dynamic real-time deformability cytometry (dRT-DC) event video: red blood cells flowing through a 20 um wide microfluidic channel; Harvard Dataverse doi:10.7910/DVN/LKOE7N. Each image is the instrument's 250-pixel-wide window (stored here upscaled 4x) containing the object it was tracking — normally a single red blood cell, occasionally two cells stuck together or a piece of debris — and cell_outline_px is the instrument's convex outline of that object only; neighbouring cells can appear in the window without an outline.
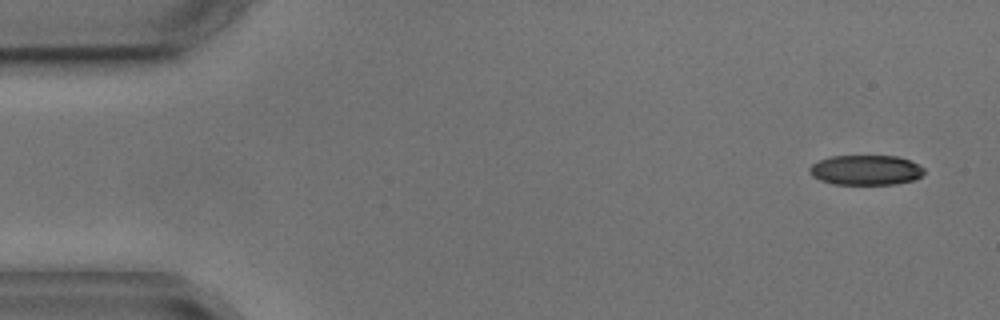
{"species": "common noctule bat (a hibernating species)", "species_latin": "Nyctalus noctula", "temperature_condition": "cold", "stored_images_in_passage": 5, "camera_frame_rate_fps": 3000, "um_per_image_px": 0.085, "animal": {"sex": "male", "body_mass_g": 17.9, "forearm_length_mm": 54.2}, "frame": {"image": 1, "passage_image": 1, "time_ms": 0.0, "image_size_px": [1000, 320], "cell_outline_px": [[924, 172], [916, 180], [896, 184], [832, 184], [820, 180], [812, 176], [808, 172], [808, 168], [812, 164], [820, 160], [832, 156], [896, 156], [908, 160], [924, 168]], "centroid_in_image_um": [73.57, 14.46], "position_along_channel_um": 11.4, "area_um2": 20.0}}
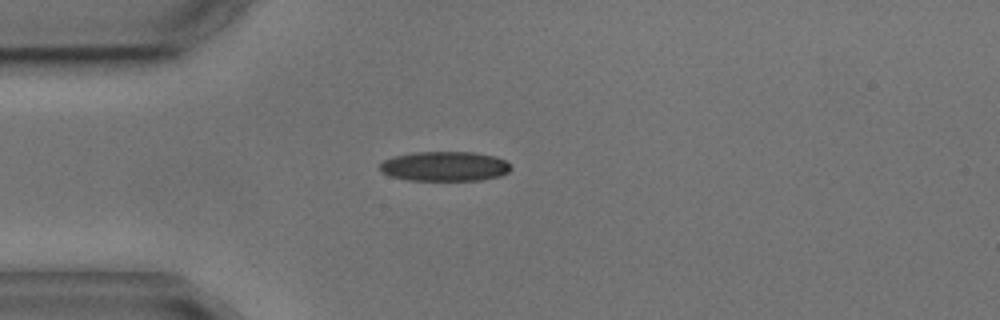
{"frame": {"image": 2, "passage_image": 4, "time_ms": 3.667, "image_size_px": [1000, 320], "cell_outline_px": [[512, 168], [508, 172], [500, 176], [480, 180], [408, 180], [392, 176], [380, 172], [380, 164], [384, 160], [392, 156], [412, 152], [476, 152], [496, 156], [504, 160]], "centroid_in_image_um": [37.79, 14.13], "position_along_channel_um": 47.2, "area_um2": 22.77}}